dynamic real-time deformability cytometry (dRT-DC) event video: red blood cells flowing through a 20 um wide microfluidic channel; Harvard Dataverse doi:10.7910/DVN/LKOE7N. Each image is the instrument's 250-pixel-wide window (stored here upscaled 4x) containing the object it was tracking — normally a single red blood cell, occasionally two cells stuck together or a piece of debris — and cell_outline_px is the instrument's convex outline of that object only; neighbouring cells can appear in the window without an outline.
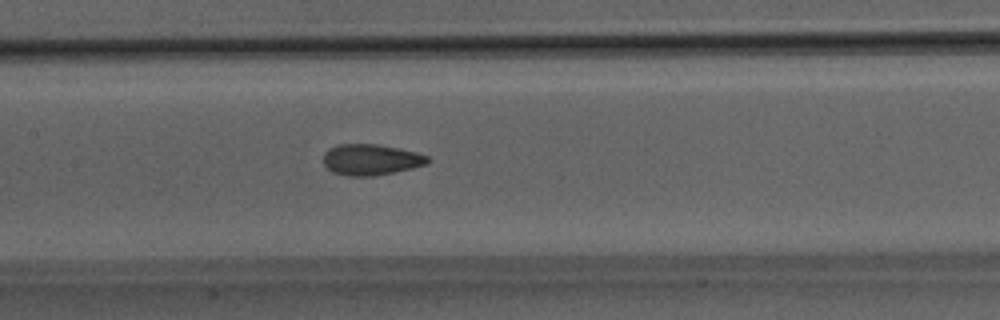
{"species": "Egyptian fruit bat (a non-hibernating species)", "species_latin": "Rousettus aegyptiacus", "temperature_condition": "room temperature", "stored_images_in_passage": 34, "camera_frame_rate_fps": 3000, "um_per_image_px": 0.085, "animal": {"sex": "male"}, "frame": {"image": 1, "passage_image": 8, "time_ms": 2.333, "image_size_px": [1000, 320], "cell_outline_px": [[432, 160], [428, 164], [412, 168], [376, 176], [348, 176], [332, 172], [324, 164], [324, 152], [328, 148], [336, 144], [376, 144], [400, 148], [416, 152], [428, 156]], "centroid_in_image_um": [31.54, 13.56], "position_along_channel_um": 175.9, "area_um2": 19.07}}
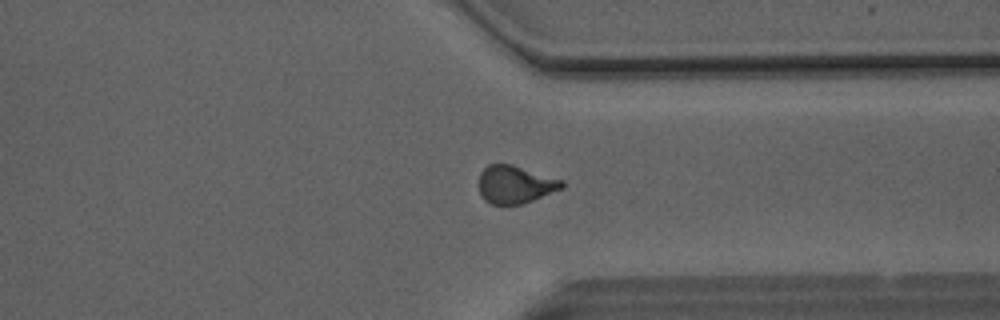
{"frame": {"image": 2, "passage_image": 22, "time_ms": 7.0, "image_size_px": [1000, 320], "cell_outline_px": [[564, 188], [532, 200], [520, 204], [492, 204], [484, 200], [480, 192], [480, 172], [488, 164], [512, 164], [564, 180]], "centroid_in_image_um": [43.81, 15.67], "position_along_channel_um": 367.6, "area_um2": 18.21}}
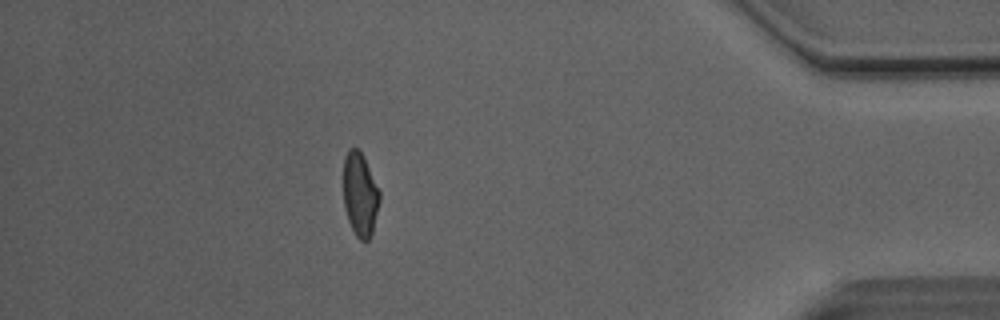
{"frame": {"image": 3, "passage_image": 28, "time_ms": 9.0, "image_size_px": [1000, 320], "cell_outline_px": [[380, 200], [372, 232], [368, 240], [360, 240], [356, 236], [348, 220], [344, 204], [344, 156], [348, 148], [360, 148], [364, 156], [380, 192]], "centroid_in_image_um": [30.6, 16.48], "position_along_channel_um": 404.6, "area_um2": 17.63}}